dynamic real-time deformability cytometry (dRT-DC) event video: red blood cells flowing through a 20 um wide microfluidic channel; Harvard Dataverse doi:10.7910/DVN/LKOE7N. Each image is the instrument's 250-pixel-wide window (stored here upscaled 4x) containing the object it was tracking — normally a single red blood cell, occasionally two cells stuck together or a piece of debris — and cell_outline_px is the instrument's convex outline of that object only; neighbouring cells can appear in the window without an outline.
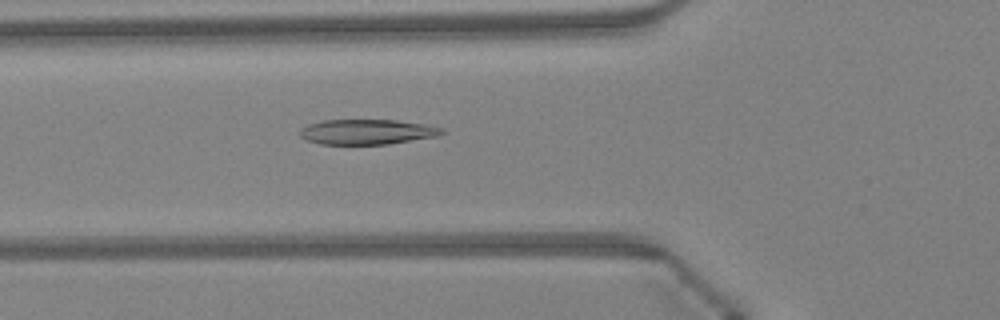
{"species": "Egyptian fruit bat (a non-hibernating species)", "species_latin": "Rousettus aegyptiacus", "temperature_condition": "warm", "stored_images_in_passage": 47, "camera_frame_rate_fps": 3000, "um_per_image_px": 0.085, "animal": {"sex": "female"}, "frame": {"image": 1, "passage_image": 17, "time_ms": 5.333, "image_size_px": [1000, 320], "cell_outline_px": [[444, 132], [440, 136], [388, 144], [320, 144], [304, 140], [300, 136], [300, 128], [308, 124], [320, 120], [396, 120], [428, 124], [444, 128]], "centroid_in_image_um": [31.21, 11.2], "position_along_channel_um": 94.6, "area_um2": 21.1}}
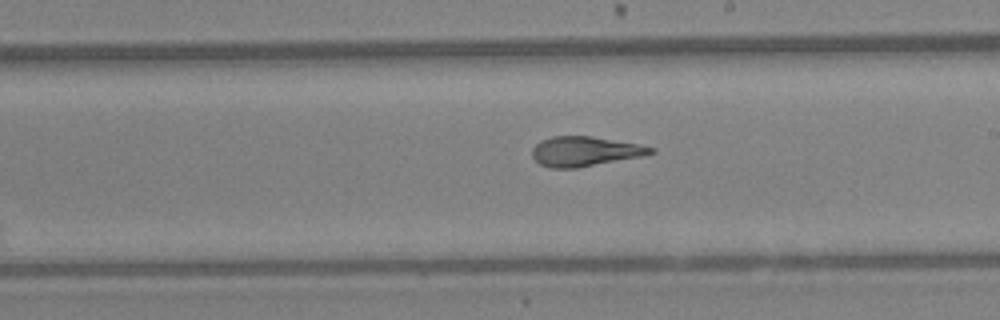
{"frame": {"image": 2, "passage_image": 27, "time_ms": 8.667, "image_size_px": [1000, 320], "cell_outline_px": [[656, 152], [644, 156], [576, 168], [552, 168], [540, 164], [532, 156], [532, 148], [540, 140], [552, 136], [592, 136], [640, 144], [656, 148]], "centroid_in_image_um": [49.74, 12.86], "position_along_channel_um": 239.3, "area_um2": 20.69}}
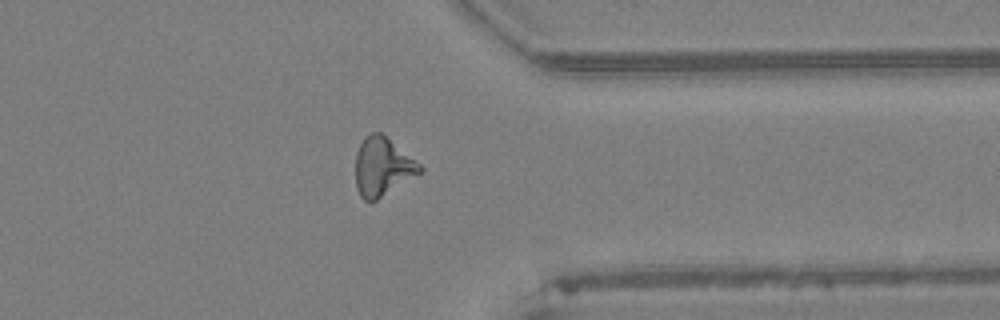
{"frame": {"image": 3, "passage_image": 37, "time_ms": 12.0, "image_size_px": [1000, 320], "cell_outline_px": [[424, 168], [420, 172], [376, 200], [364, 200], [360, 196], [356, 188], [356, 152], [364, 136], [372, 132], [380, 132], [420, 164]], "centroid_in_image_um": [32.47, 14.16], "position_along_channel_um": 378.9, "area_um2": 21.39}, "authors_computed_cell_mechanics": {"area_um2": 21.386, "velocity_mm_per_s": 4.3575, "shape_relaxation_time_tau1_ms": 10.2169, "shape_relaxation_time_tau2_ms": 2.215, "deformation_change_tau1": 0.303, "deformation_change_tau2": 0.0794}}